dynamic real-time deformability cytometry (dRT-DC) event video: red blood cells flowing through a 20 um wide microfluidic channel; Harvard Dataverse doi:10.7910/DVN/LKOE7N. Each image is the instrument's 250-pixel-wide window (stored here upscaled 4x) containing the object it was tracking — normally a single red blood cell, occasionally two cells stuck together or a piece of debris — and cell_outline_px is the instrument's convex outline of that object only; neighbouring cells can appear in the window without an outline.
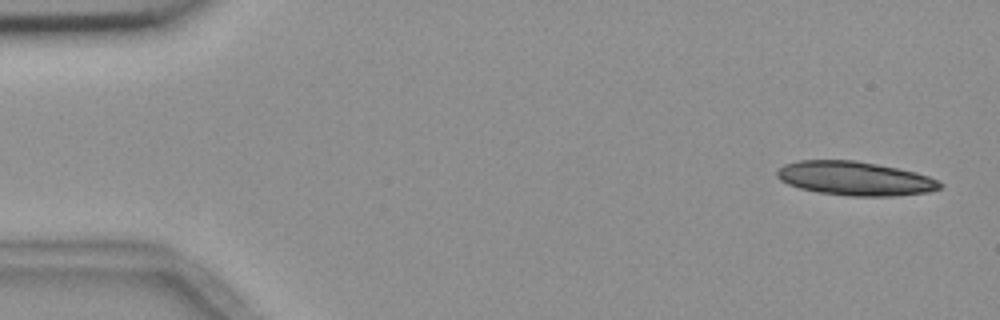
{"species": "common noctule bat (a hibernating species)", "species_latin": "Nyctalus noctula", "temperature_condition": "room temperature", "stored_images_in_passage": 23, "camera_frame_rate_fps": 3000, "um_per_image_px": 0.085, "animal": {"sex": "female", "body_mass_g": 18.4}, "frame": {"image": 1, "passage_image": 2, "time_ms": 0.333, "image_size_px": [1000, 320], "cell_outline_px": [[944, 184], [940, 188], [928, 192], [900, 196], [848, 196], [816, 192], [800, 188], [788, 184], [780, 180], [776, 176], [776, 172], [784, 164], [800, 160], [856, 160], [916, 172], [928, 176]], "centroid_in_image_um": [72.67, 15.17], "position_along_channel_um": 12.3, "area_um2": 32.31}}
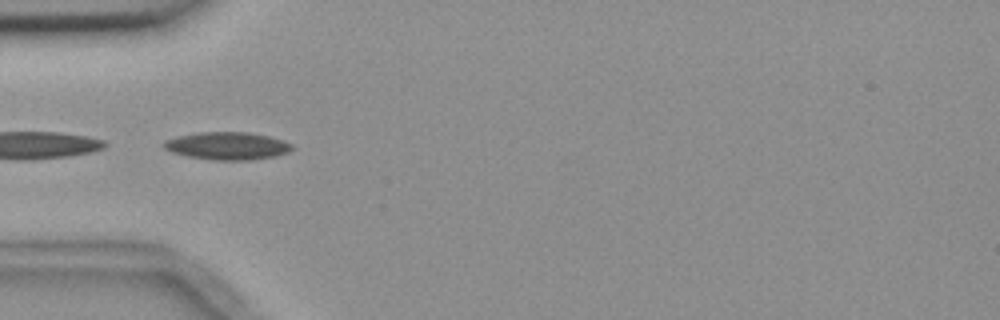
{"frame": {"image": 2, "passage_image": 17, "time_ms": 5.333, "image_size_px": [1000, 320], "cell_outline_px": [[296, 148], [288, 152], [272, 156], [252, 160], [216, 160], [188, 156], [172, 152], [164, 148], [160, 144], [164, 140], [176, 136], [196, 132], [248, 132], [268, 136], [292, 144]], "centroid_in_image_um": [19.28, 12.39], "position_along_channel_um": 65.7, "area_um2": 20.69}}